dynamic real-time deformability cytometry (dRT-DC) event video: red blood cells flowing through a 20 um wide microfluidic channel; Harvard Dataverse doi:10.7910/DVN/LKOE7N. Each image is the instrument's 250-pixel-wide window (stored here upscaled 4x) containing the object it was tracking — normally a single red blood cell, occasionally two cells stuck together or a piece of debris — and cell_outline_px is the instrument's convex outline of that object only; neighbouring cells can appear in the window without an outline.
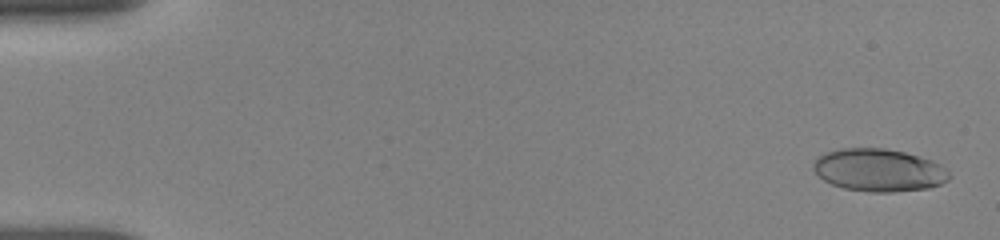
{"species": "human", "species_latin": "Homo sapiens", "temperature_condition": "room temperature", "stored_images_in_passage": 17, "camera_frame_rate_fps": 3000, "um_per_image_px": 0.085, "donor": {"sex": "female"}, "frame": {"image": 1, "passage_image": 2, "time_ms": 0.333, "image_size_px": [1000, 240], "cell_outline_px": [[952, 176], [948, 180], [940, 184], [928, 188], [892, 192], [872, 192], [844, 188], [832, 184], [824, 180], [812, 168], [812, 164], [824, 152], [840, 148], [884, 148], [904, 152], [932, 160], [940, 164]], "centroid_in_image_um": [74.7, 14.45], "position_along_channel_um": 10.3, "area_um2": 33.7}}
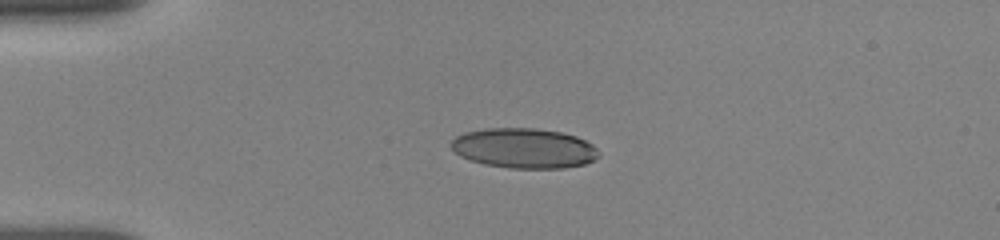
{"frame": {"image": 2, "passage_image": 12, "time_ms": 4.0, "image_size_px": [1000, 240], "cell_outline_px": [[600, 156], [584, 164], [564, 168], [512, 168], [484, 164], [460, 156], [448, 144], [456, 136], [464, 132], [488, 128], [536, 128], [560, 132], [576, 136], [592, 144], [600, 152]], "centroid_in_image_um": [44.54, 12.59], "position_along_channel_um": 40.5, "area_um2": 34.39}}